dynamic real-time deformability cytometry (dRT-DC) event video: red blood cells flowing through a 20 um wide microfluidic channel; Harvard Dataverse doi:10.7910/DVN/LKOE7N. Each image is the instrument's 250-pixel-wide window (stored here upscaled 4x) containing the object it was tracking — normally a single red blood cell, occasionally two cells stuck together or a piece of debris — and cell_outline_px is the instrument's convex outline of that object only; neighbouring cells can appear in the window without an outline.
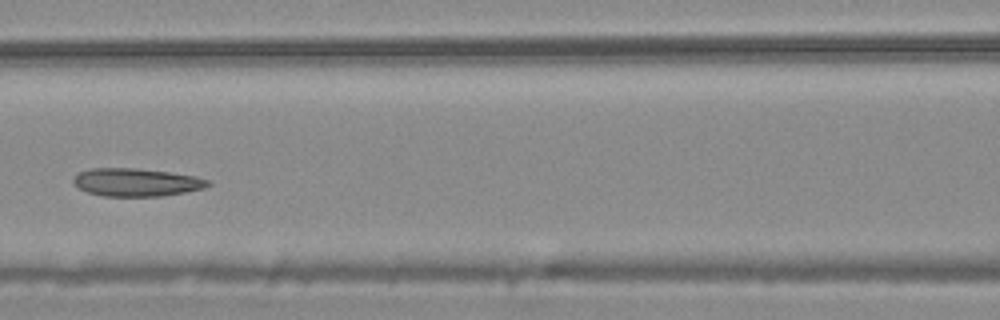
{"species": "common noctule bat (a hibernating species)", "species_latin": "Nyctalus noctula", "temperature_condition": "warm", "stored_images_in_passage": 8, "camera_frame_rate_fps": 3000, "um_per_image_px": 0.085, "animal": {"sex": "male", "body_mass_g": 20.4}, "frame": {"image": 1, "passage_image": 5, "time_ms": 1.333, "image_size_px": [1000, 320], "cell_outline_px": [[212, 184], [204, 188], [184, 192], [160, 196], [104, 196], [88, 192], [72, 184], [72, 180], [80, 172], [92, 168], [136, 168], [168, 172], [196, 176], [212, 180]], "centroid_in_image_um": [11.62, 15.49], "position_along_channel_um": 155.0, "area_um2": 21.91}}
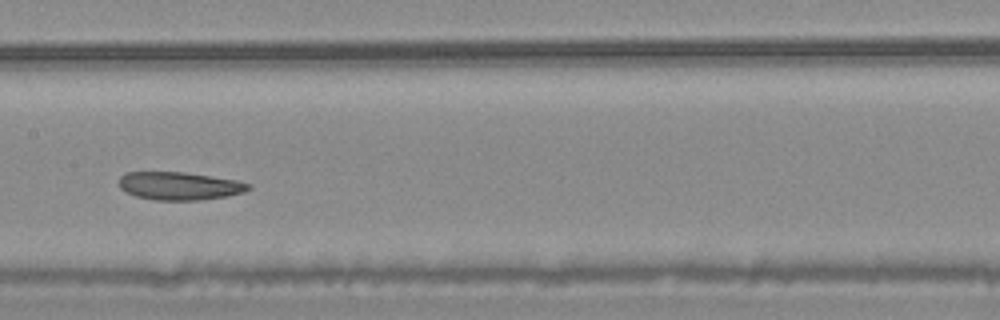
{"frame": {"image": 2, "passage_image": 6, "time_ms": 1.667, "image_size_px": [1000, 320], "cell_outline_px": [[252, 188], [244, 192], [228, 196], [200, 200], [156, 200], [136, 196], [124, 192], [120, 188], [120, 176], [128, 172], [184, 172], [236, 180], [252, 184]], "centroid_in_image_um": [15.27, 15.81], "position_along_channel_um": 192.1, "area_um2": 21.15}}
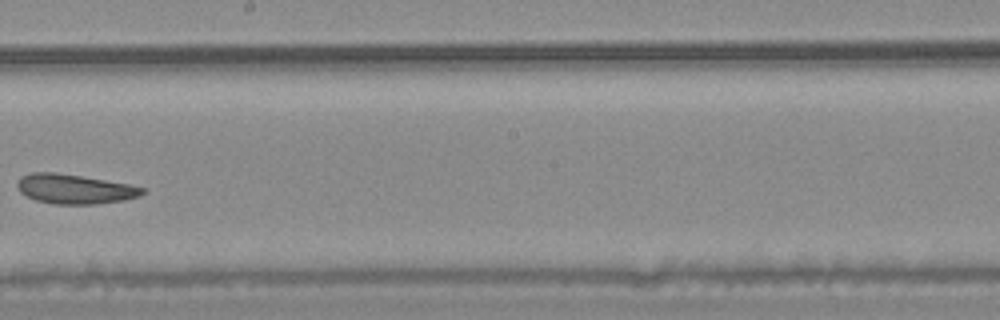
{"frame": {"image": 3, "passage_image": 7, "time_ms": 2.0, "image_size_px": [1000, 320], "cell_outline_px": [[144, 192], [140, 196], [124, 200], [96, 204], [52, 204], [36, 200], [20, 192], [16, 184], [20, 176], [32, 172], [52, 172], [80, 176], [128, 184], [144, 188]], "centroid_in_image_um": [6.31, 16.07], "position_along_channel_um": 241.9, "area_um2": 21.39}}